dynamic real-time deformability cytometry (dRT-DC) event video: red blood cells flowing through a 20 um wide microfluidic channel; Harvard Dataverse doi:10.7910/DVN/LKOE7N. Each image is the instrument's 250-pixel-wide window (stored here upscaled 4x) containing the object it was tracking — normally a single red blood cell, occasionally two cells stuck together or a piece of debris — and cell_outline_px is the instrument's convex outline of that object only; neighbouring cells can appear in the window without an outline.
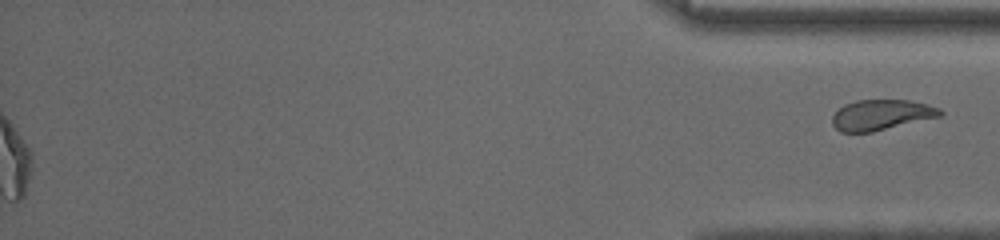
{"species": "common noctule bat (a hibernating species)", "species_latin": "Nyctalus noctula", "temperature_condition": "room temperature", "stored_images_in_passage": 42, "segment_of_instrument_passage": [2, 2], "camera_frame_rate_fps": 3000, "um_per_image_px": 0.085, "animal": {"sex": "male", "body_mass_g": 13.0, "forearm_length_mm": 53.1}, "frame": {"image": 1, "passage_image": 42, "time_ms": 13.667, "image_size_px": [1000, 240], "cell_outline_px": [[944, 112], [940, 116], [872, 132], [840, 132], [832, 124], [832, 116], [844, 104], [856, 100], [908, 100], [928, 104], [940, 108]], "centroid_in_image_um": [74.9, 9.76], "position_along_channel_um": 360.3, "area_um2": 19.07}}